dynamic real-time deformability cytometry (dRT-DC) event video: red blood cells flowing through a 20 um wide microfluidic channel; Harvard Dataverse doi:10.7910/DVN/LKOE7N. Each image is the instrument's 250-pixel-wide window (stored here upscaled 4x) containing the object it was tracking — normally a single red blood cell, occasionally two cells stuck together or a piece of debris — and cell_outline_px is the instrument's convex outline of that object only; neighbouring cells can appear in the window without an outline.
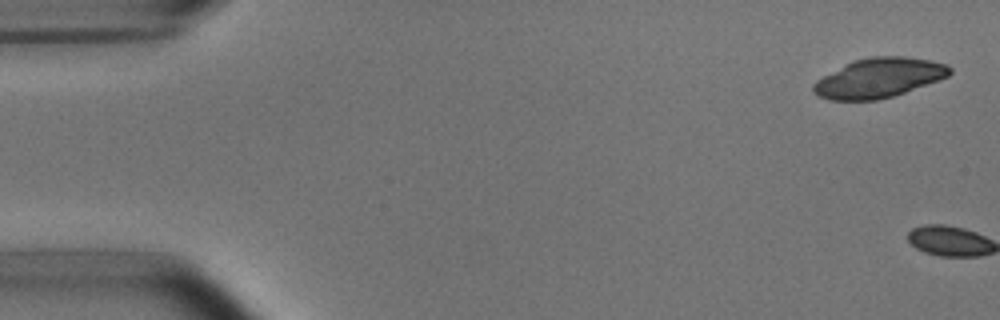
{"species": "common noctule bat (a hibernating species)", "species_latin": "Nyctalus noctula", "temperature_condition": "room temperature", "stored_images_in_passage": 5, "camera_frame_rate_fps": 3000, "um_per_image_px": 0.085, "animal": {"sex": "male", "body_mass_g": 15.6}, "frame": {"image": 1, "passage_image": 1, "time_ms": 0.0, "image_size_px": [1000, 320], "cell_outline_px": [[952, 72], [948, 76], [940, 80], [892, 96], [876, 100], [828, 100], [812, 92], [812, 84], [816, 80], [844, 64], [852, 60], [872, 56], [904, 56], [928, 60], [948, 64], [952, 68]], "centroid_in_image_um": [74.7, 6.61], "position_along_channel_um": 10.3, "area_um2": 31.5}}